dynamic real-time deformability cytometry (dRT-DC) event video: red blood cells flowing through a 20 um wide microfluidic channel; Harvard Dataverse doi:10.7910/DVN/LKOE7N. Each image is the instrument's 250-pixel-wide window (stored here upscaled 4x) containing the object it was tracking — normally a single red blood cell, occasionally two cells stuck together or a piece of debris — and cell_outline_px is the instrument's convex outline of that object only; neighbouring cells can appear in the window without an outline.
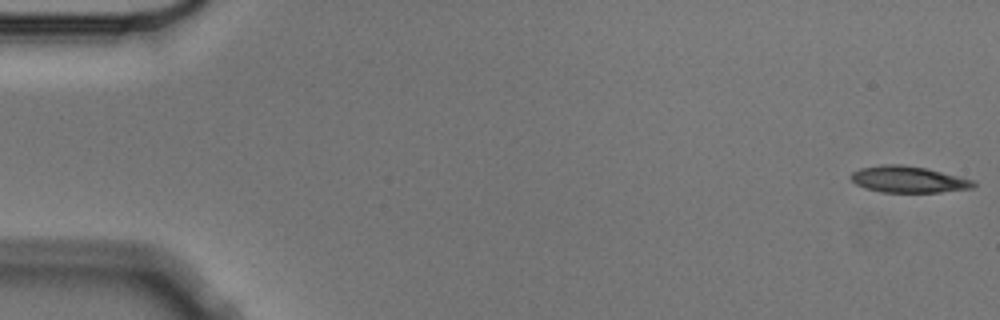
{"species": "Egyptian fruit bat (a non-hibernating species)", "species_latin": "Rousettus aegyptiacus", "temperature_condition": "cold", "stored_images_in_passage": 5, "camera_frame_rate_fps": 3000, "um_per_image_px": 0.085, "animal": {"sex": "male"}, "frame": {"image": 1, "passage_image": 1, "time_ms": 0.0, "image_size_px": [1000, 320], "cell_outline_px": [[976, 184], [972, 188], [940, 192], [880, 192], [864, 188], [856, 184], [852, 180], [852, 172], [860, 168], [884, 164], [900, 164], [924, 168], [972, 180]], "centroid_in_image_um": [77.16, 15.25], "position_along_channel_um": 7.8, "area_um2": 18.55}}
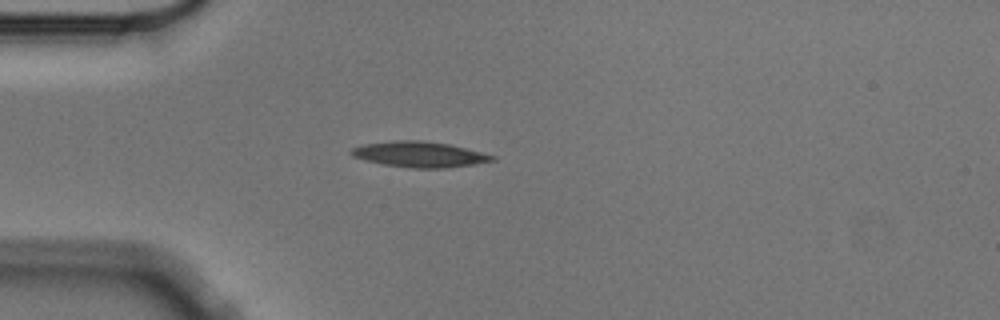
{"frame": {"image": 2, "passage_image": 5, "time_ms": 1.333, "image_size_px": [1000, 320], "cell_outline_px": [[496, 160], [448, 168], [412, 168], [384, 164], [352, 156], [348, 152], [352, 148], [364, 144], [396, 140], [420, 140], [448, 144], [496, 156]], "centroid_in_image_um": [35.64, 13.12], "position_along_channel_um": 49.4, "area_um2": 20.75}}